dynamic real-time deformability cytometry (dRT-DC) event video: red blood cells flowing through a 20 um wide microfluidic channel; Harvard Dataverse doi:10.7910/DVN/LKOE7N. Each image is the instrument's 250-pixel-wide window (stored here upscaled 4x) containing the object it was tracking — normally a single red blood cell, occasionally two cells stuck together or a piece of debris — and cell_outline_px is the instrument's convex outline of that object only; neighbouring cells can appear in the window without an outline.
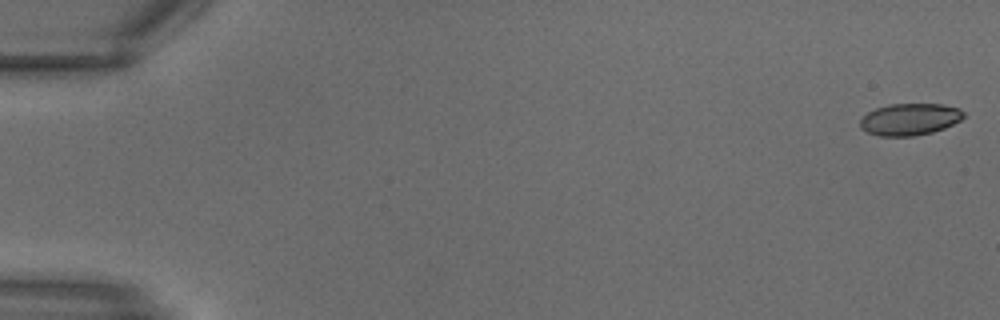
{"species": "common noctule bat (a hibernating species)", "species_latin": "Nyctalus noctula", "temperature_condition": "warm", "stored_images_in_passage": 19, "camera_frame_rate_fps": 3000, "um_per_image_px": 0.085, "animal": {"sex": "male", "body_mass_g": 18.8}, "frame": {"image": 1, "passage_image": 1, "time_ms": 0.0, "image_size_px": [1000, 320], "cell_outline_px": [[964, 116], [960, 120], [944, 128], [932, 132], [916, 136], [880, 136], [868, 132], [860, 128], [860, 120], [868, 112], [876, 108], [888, 104], [944, 104], [960, 108], [964, 112]], "centroid_in_image_um": [77.34, 10.13], "position_along_channel_um": 7.7, "area_um2": 19.25}}
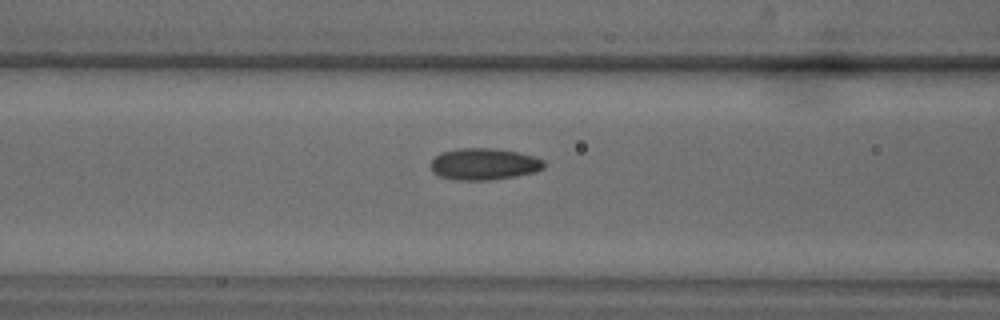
{"frame": {"image": 2, "passage_image": 13, "time_ms": 4.0, "image_size_px": [1000, 320], "cell_outline_px": [[544, 168], [536, 172], [516, 176], [492, 180], [452, 180], [440, 176], [432, 172], [432, 160], [440, 152], [456, 148], [492, 148], [520, 152], [544, 160]], "centroid_in_image_um": [41.14, 13.95], "position_along_channel_um": 125.5, "area_um2": 21.1}}
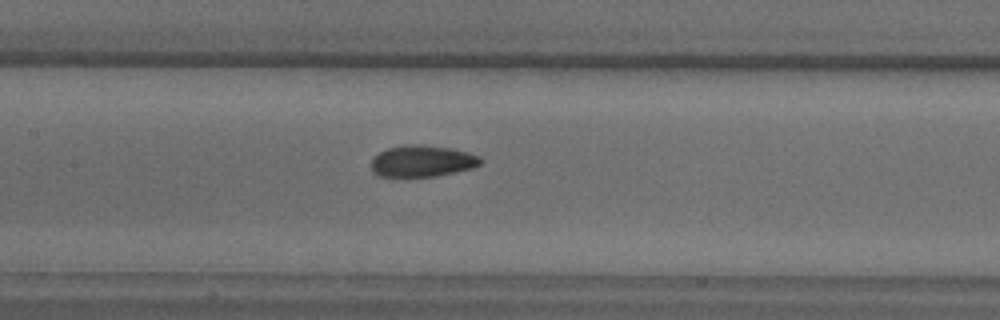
{"frame": {"image": 3, "passage_image": 15, "time_ms": 4.667, "image_size_px": [1000, 320], "cell_outline_px": [[480, 164], [472, 168], [436, 176], [380, 176], [372, 172], [372, 156], [388, 148], [412, 144], [424, 144], [452, 148], [468, 152], [480, 156]], "centroid_in_image_um": [35.88, 13.68], "position_along_channel_um": 171.5, "area_um2": 20.0}}